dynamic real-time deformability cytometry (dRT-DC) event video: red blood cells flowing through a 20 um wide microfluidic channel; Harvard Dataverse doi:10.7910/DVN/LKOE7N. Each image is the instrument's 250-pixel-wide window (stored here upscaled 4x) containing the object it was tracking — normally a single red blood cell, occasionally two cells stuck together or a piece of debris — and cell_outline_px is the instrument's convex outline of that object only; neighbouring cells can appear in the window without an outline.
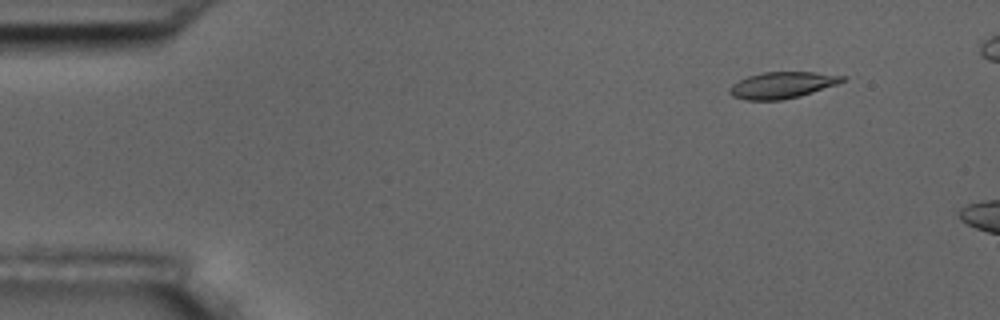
{"species": "common noctule bat (a hibernating species)", "species_latin": "Nyctalus noctula", "temperature_condition": "room temperature", "stored_images_in_passage": 12, "camera_frame_rate_fps": 3000, "um_per_image_px": 0.085, "animal": {"sex": "male", "body_mass_g": 17.5, "forearm_length_mm": 52.3}, "frame": {"image": 1, "passage_image": 4, "time_ms": 1.0, "image_size_px": [1000, 320], "cell_outline_px": [[848, 76], [844, 80], [836, 84], [800, 96], [780, 100], [744, 100], [732, 96], [728, 92], [728, 88], [732, 84], [748, 76], [764, 72], [812, 72]], "centroid_in_image_um": [66.44, 7.23], "position_along_channel_um": 18.6, "area_um2": 17.28}}